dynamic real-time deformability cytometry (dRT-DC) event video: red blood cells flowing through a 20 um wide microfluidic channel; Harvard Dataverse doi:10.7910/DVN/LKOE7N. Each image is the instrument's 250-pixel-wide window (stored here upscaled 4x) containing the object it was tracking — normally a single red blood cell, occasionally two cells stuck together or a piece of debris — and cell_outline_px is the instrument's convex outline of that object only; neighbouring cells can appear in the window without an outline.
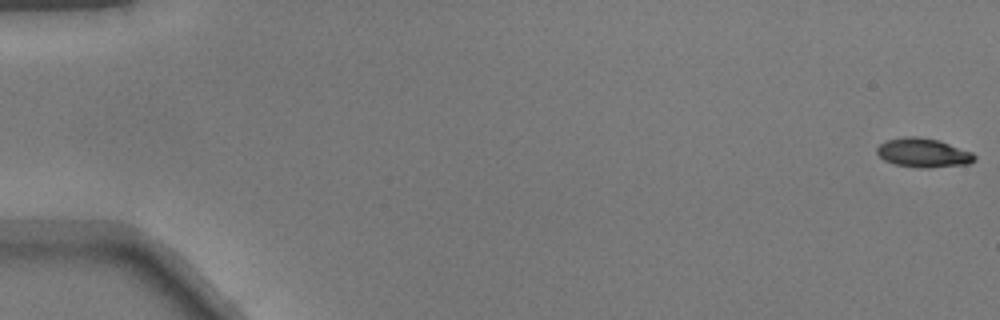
{"species": "common noctule bat (a hibernating species)", "species_latin": "Nyctalus noctula", "temperature_condition": "warm", "stored_images_in_passage": 51, "camera_frame_rate_fps": 3000, "um_per_image_px": 0.085, "animal": {"sex": "male", "body_mass_g": 17.9}, "frame": {"image": 1, "passage_image": 1, "time_ms": 0.0, "image_size_px": [1000, 320], "cell_outline_px": [[976, 160], [968, 164], [928, 168], [920, 168], [896, 164], [884, 160], [876, 152], [876, 148], [880, 144], [888, 140], [904, 136], [916, 136], [940, 140], [972, 152], [976, 156]], "centroid_in_image_um": [78.5, 12.98], "position_along_channel_um": 6.5, "area_um2": 16.59}}
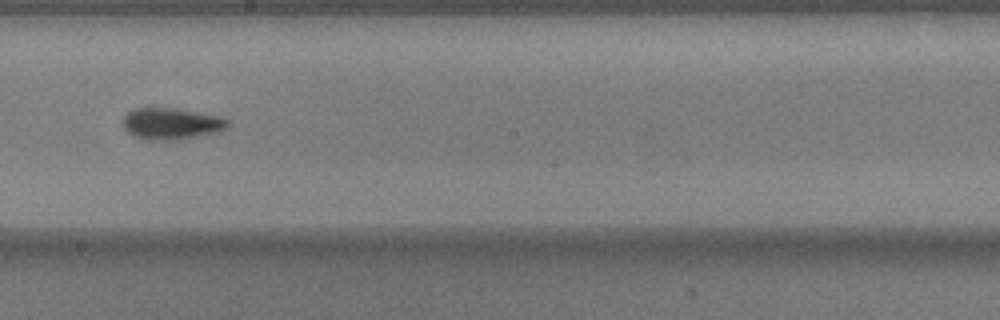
{"frame": {"image": 2, "passage_image": 30, "time_ms": 9.667, "image_size_px": [1000, 320], "cell_outline_px": [[228, 124], [224, 128], [216, 132], [180, 140], [148, 140], [132, 136], [120, 124], [120, 120], [132, 108], [176, 108], [220, 116], [228, 120]], "centroid_in_image_um": [14.48, 10.51], "position_along_channel_um": 233.7, "area_um2": 19.48}}
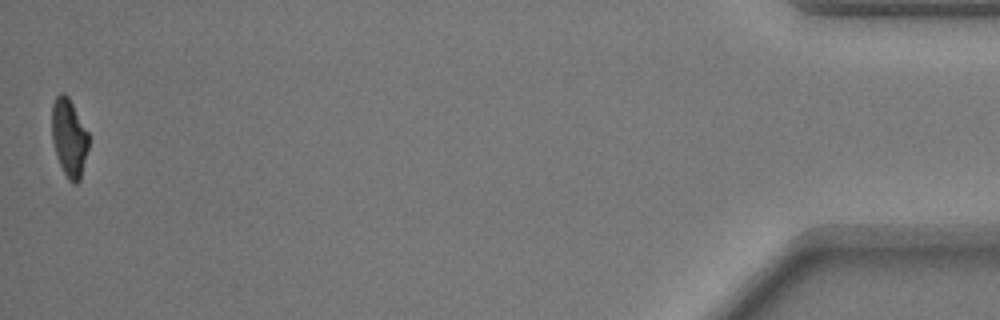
{"frame": {"image": 3, "passage_image": 51, "time_ms": 16.667, "image_size_px": [1000, 320], "cell_outline_px": [[88, 148], [80, 180], [76, 184], [72, 184], [68, 180], [56, 156], [52, 140], [52, 104], [56, 96], [60, 92], [64, 92], [68, 96], [88, 132]], "centroid_in_image_um": [5.86, 11.7], "position_along_channel_um": 429.3, "area_um2": 16.7}}